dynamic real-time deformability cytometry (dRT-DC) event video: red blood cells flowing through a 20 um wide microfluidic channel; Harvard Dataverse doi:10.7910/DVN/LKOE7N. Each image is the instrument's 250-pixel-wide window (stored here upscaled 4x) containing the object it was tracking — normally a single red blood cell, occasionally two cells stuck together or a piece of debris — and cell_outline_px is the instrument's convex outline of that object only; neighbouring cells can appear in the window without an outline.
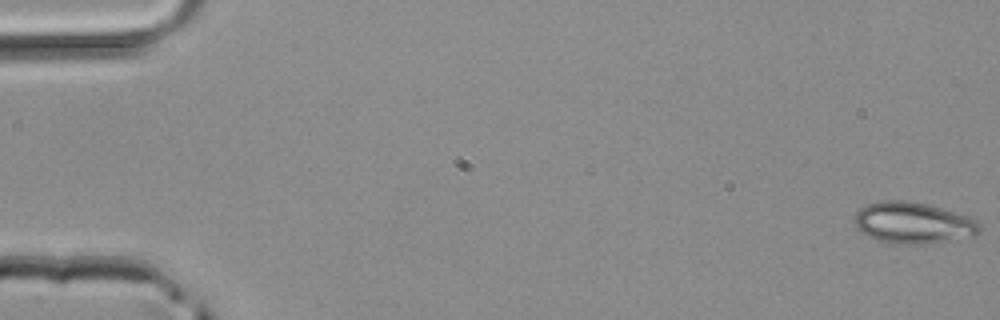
{"species": "common noctule bat (a hibernating species)", "species_latin": "Nyctalus noctula", "temperature_condition": "room temperature", "stored_images_in_passage": 47, "camera_frame_rate_fps": 3000, "um_per_image_px": 0.085, "animal": {"sex": "male", "body_mass_g": 20.4}, "frame": {"image": 1, "passage_image": 1, "time_ms": 0.0, "image_size_px": [1000, 320], "cell_outline_px": [[980, 232], [972, 236], [952, 240], [924, 244], [888, 244], [876, 240], [860, 232], [856, 228], [856, 212], [860, 208], [868, 204], [880, 200], [908, 200], [928, 204], [968, 216], [976, 220], [980, 228]], "centroid_in_image_um": [77.59, 18.95], "position_along_channel_um": 7.4, "area_um2": 30.35}}
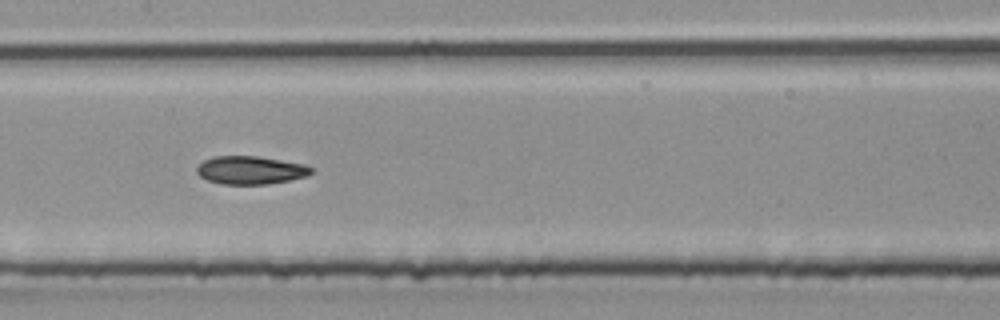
{"frame": {"image": 2, "passage_image": 24, "time_ms": 7.667, "image_size_px": [1000, 320], "cell_outline_px": [[312, 172], [308, 176], [268, 184], [224, 184], [208, 180], [200, 176], [196, 172], [196, 168], [204, 160], [212, 156], [260, 156], [304, 164], [312, 168]], "centroid_in_image_um": [21.29, 14.45], "position_along_channel_um": 186.1, "area_um2": 18.73}}
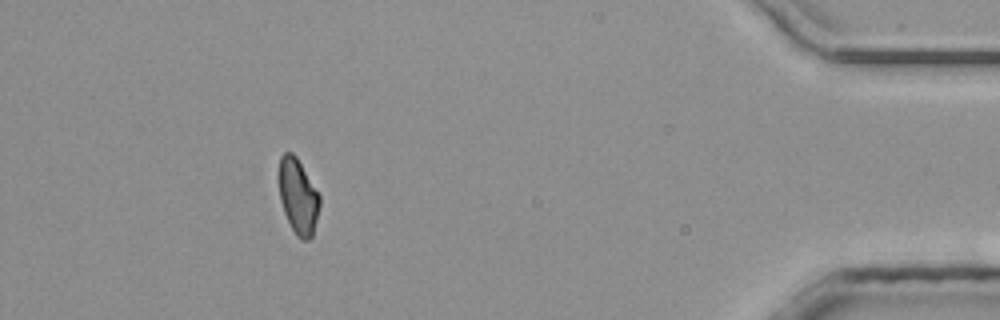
{"frame": {"image": 3, "passage_image": 43, "time_ms": 14.0, "image_size_px": [1000, 320], "cell_outline_px": [[320, 204], [312, 236], [308, 240], [300, 240], [296, 236], [284, 212], [280, 200], [276, 176], [280, 156], [284, 152], [292, 152], [296, 156], [320, 196]], "centroid_in_image_um": [25.29, 16.65], "position_along_channel_um": 409.9, "area_um2": 18.15}}